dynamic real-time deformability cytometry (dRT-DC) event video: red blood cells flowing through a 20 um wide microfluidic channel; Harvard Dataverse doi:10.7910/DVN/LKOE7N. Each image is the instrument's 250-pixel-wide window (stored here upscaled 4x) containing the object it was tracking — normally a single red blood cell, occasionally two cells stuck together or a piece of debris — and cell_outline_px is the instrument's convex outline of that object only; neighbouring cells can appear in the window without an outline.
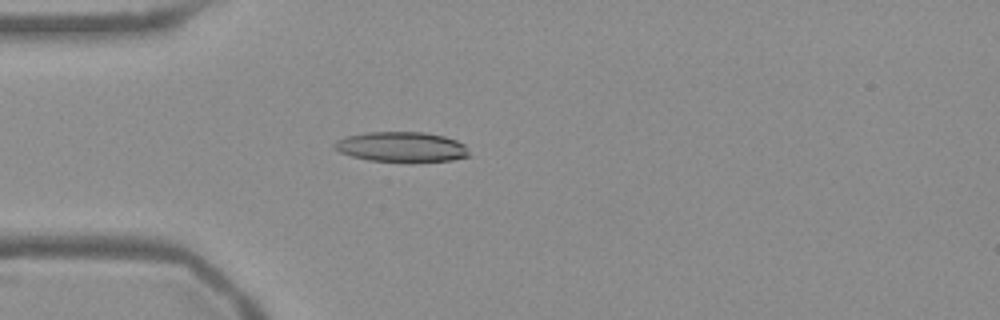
{"species": "Egyptian fruit bat (a non-hibernating species)", "species_latin": "Rousettus aegyptiacus", "temperature_condition": "warm", "stored_images_in_passage": 40, "camera_frame_rate_fps": 3000, "um_per_image_px": 0.085, "frame": {"image": 1, "passage_image": 1, "time_ms": 0.0, "image_size_px": [1000, 320], "cell_outline_px": [[472, 156], [452, 160], [368, 160], [352, 156], [340, 152], [332, 148], [332, 144], [336, 140], [344, 136], [368, 132], [424, 132], [444, 136], [456, 140], [464, 144]], "centroid_in_image_um": [34.1, 12.46], "position_along_channel_um": 50.9, "area_um2": 23.29}}
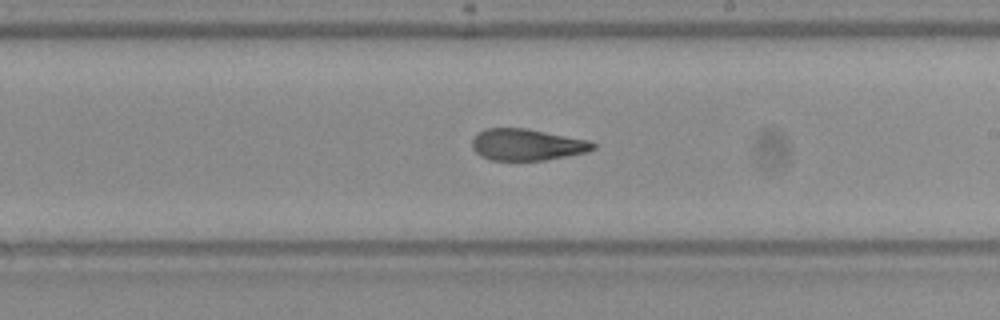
{"frame": {"image": 2, "passage_image": 17, "time_ms": 5.333, "image_size_px": [1000, 320], "cell_outline_px": [[596, 148], [588, 152], [544, 160], [492, 160], [480, 156], [472, 148], [472, 140], [476, 132], [484, 128], [528, 128], [588, 140], [596, 144]], "centroid_in_image_um": [44.77, 12.28], "position_along_channel_um": 244.2, "area_um2": 22.43}}
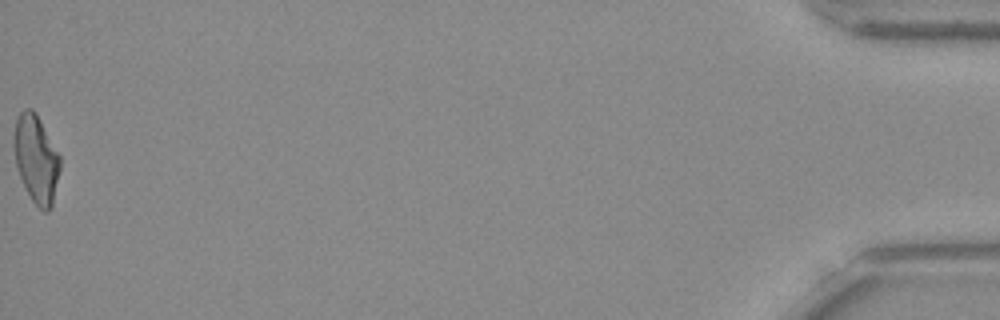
{"frame": {"image": 3, "passage_image": 40, "time_ms": 13.0, "image_size_px": [1000, 320], "cell_outline_px": [[60, 168], [52, 208], [48, 212], [44, 212], [32, 200], [20, 176], [16, 164], [12, 144], [16, 120], [20, 112], [24, 108], [32, 108], [36, 112], [60, 156]], "centroid_in_image_um": [3.07, 13.49], "position_along_channel_um": 432.1, "area_um2": 23.58}, "authors_computed_cell_mechanics": {"area_um2": 23.4379, "velocity_mm_per_s": 3.7945, "shape_relaxation_time_tau1_ms": null, "shape_relaxation_time_tau2_ms": 2.2684, "deformation_change_tau1": null, "deformation_change_tau2": 0.0995}}